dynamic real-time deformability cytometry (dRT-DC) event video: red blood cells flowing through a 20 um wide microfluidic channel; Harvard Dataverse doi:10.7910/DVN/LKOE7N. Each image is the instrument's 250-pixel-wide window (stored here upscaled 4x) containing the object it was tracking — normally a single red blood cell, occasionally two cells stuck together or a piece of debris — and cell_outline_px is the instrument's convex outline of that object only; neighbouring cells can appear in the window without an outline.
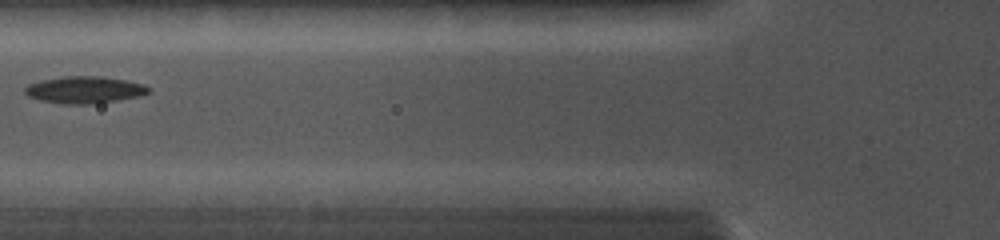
{"species": "common noctule bat (a hibernating species)", "species_latin": "Nyctalus noctula", "temperature_condition": "cold", "stored_images_in_passage": 11, "camera_frame_rate_fps": 5000, "um_per_image_px": 0.085, "animal": {"sex": "female", "body_mass_g": 19.0, "forearm_length_mm": 56.7}, "frame": {"image": 1, "passage_image": 7, "time_ms": 3.2, "image_size_px": [1000, 240], "cell_outline_px": [[152, 92], [140, 96], [92, 104], [64, 104], [40, 100], [28, 96], [24, 92], [24, 88], [28, 84], [40, 80], [64, 76], [100, 76], [124, 80], [144, 84]], "centroid_in_image_um": [7.16, 7.63], "position_along_channel_um": 118.6, "area_um2": 19.42}}
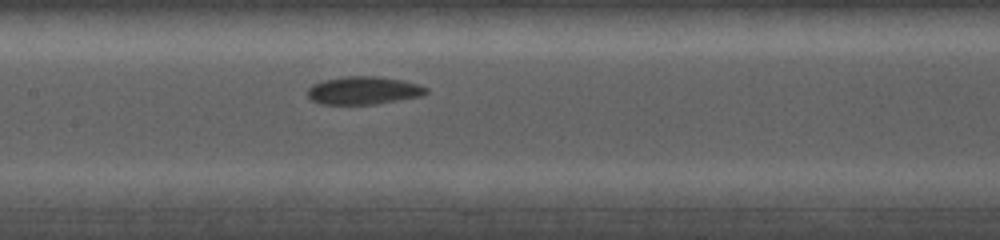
{"frame": {"image": 2, "passage_image": 10, "time_ms": 4.6, "image_size_px": [1000, 240], "cell_outline_px": [[428, 92], [420, 96], [376, 104], [320, 104], [312, 100], [308, 96], [308, 88], [312, 84], [324, 80], [344, 76], [380, 76], [404, 80], [428, 88]], "centroid_in_image_um": [30.89, 7.68], "position_along_channel_um": 176.5, "area_um2": 19.31}}